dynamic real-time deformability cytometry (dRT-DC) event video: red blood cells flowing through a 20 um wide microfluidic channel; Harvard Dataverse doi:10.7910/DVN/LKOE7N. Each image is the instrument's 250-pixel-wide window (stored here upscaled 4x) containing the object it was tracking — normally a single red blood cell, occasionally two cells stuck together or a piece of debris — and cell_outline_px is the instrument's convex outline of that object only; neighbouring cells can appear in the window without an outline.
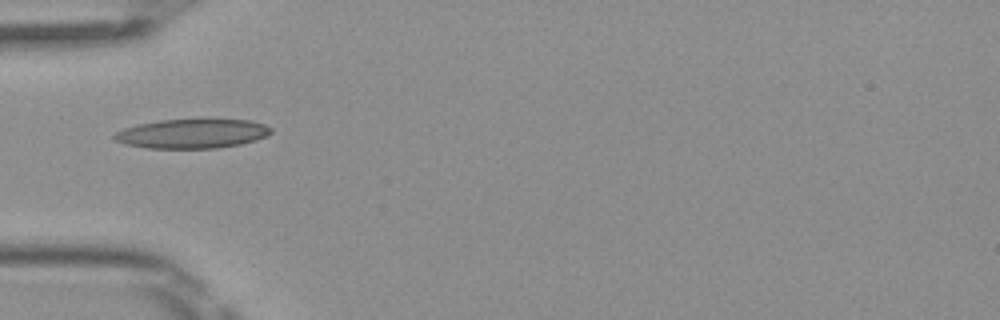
{"species": "Egyptian fruit bat (a non-hibernating species)", "species_latin": "Rousettus aegyptiacus", "temperature_condition": "room temperature", "stored_images_in_passage": 1, "camera_frame_rate_fps": 3000, "um_per_image_px": 0.085, "frame": {"image": 1, "passage_image": 1, "time_ms": 0.0, "image_size_px": [1000, 320], "cell_outline_px": [[272, 132], [256, 140], [240, 144], [216, 148], [148, 148], [128, 144], [116, 140], [112, 136], [116, 132], [124, 128], [136, 124], [160, 120], [248, 120], [264, 124], [272, 128]], "centroid_in_image_um": [16.33, 11.36], "position_along_channel_um": 68.7, "area_um2": 26.41}}